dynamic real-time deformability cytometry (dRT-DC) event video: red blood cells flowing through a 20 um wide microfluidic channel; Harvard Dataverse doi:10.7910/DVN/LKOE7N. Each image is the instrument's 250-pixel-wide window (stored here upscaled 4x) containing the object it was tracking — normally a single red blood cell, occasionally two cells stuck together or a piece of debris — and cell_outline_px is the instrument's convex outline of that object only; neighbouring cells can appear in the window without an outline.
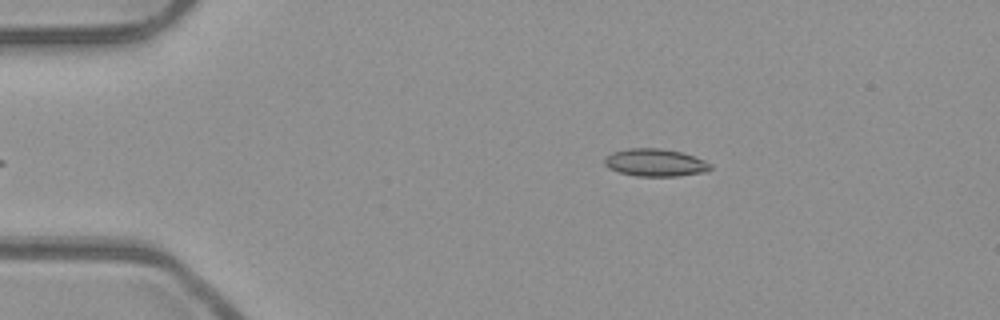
{"species": "common noctule bat (a hibernating species)", "species_latin": "Nyctalus noctula", "temperature_condition": "room temperature", "stored_images_in_passage": 8, "camera_frame_rate_fps": 3000, "um_per_image_px": 0.085, "animal": {"sex": "male", "body_mass_g": 23.1, "forearm_length_mm": 52.7}, "frame": {"image": 1, "passage_image": 1, "time_ms": 0.0, "image_size_px": [1000, 320], "cell_outline_px": [[712, 168], [708, 172], [676, 176], [636, 176], [620, 172], [608, 168], [604, 164], [604, 156], [612, 152], [628, 148], [660, 148], [680, 152], [704, 160], [712, 164]], "centroid_in_image_um": [55.68, 13.82], "position_along_channel_um": 29.3, "area_um2": 17.11}}